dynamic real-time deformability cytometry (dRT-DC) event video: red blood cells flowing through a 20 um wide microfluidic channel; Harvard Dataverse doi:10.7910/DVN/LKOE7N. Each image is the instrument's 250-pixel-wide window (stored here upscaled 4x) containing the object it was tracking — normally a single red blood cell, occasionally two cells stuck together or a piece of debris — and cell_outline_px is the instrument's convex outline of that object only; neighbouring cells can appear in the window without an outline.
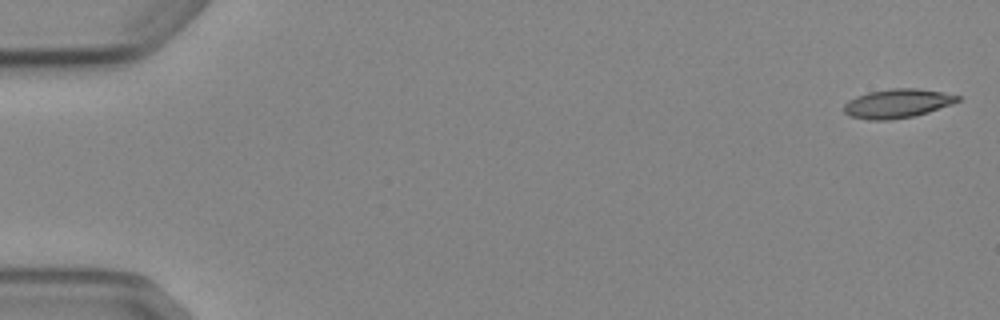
{"species": "Egyptian fruit bat (a non-hibernating species)", "species_latin": "Rousettus aegyptiacus", "temperature_condition": "cold", "stored_images_in_passage": 7, "camera_frame_rate_fps": 3000, "um_per_image_px": 0.085, "animal": {"sex": "female"}, "frame": {"image": 1, "passage_image": 1, "time_ms": 0.0, "image_size_px": [1000, 320], "cell_outline_px": [[960, 100], [952, 104], [916, 116], [888, 120], [868, 120], [848, 116], [844, 112], [844, 104], [848, 100], [856, 96], [868, 92], [892, 88], [916, 88], [944, 92], [960, 96]], "centroid_in_image_um": [76.26, 8.8], "position_along_channel_um": 8.7, "area_um2": 19.36}}
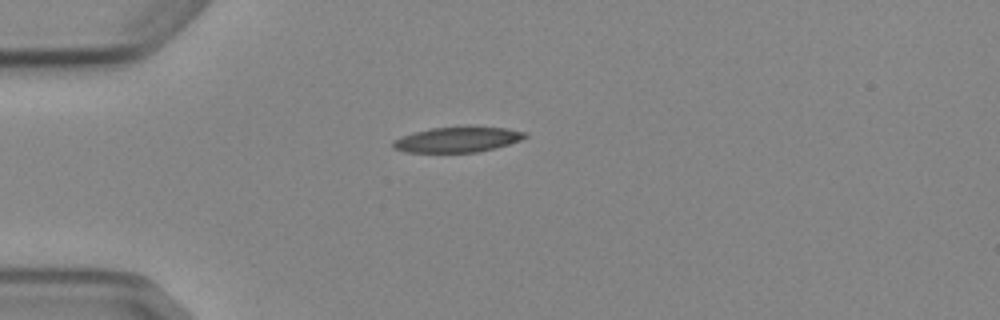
{"frame": {"image": 2, "passage_image": 4, "time_ms": 4.333, "image_size_px": [1000, 320], "cell_outline_px": [[528, 136], [520, 140], [496, 148], [476, 152], [404, 152], [392, 148], [392, 140], [416, 132], [432, 128], [508, 128], [528, 132]], "centroid_in_image_um": [38.89, 11.88], "position_along_channel_um": 46.1, "area_um2": 19.02}}
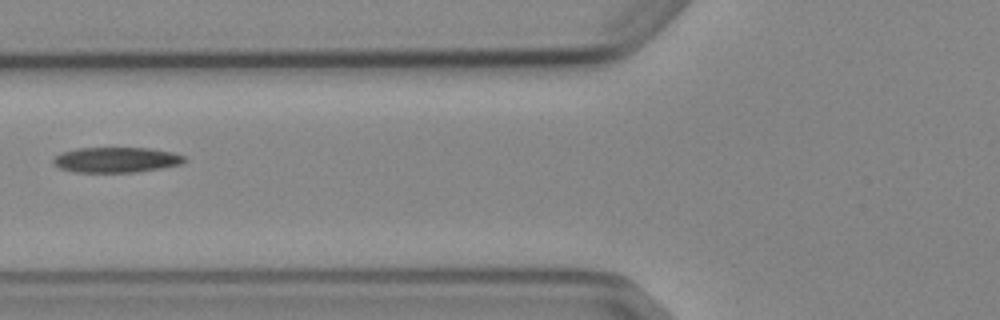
{"frame": {"image": 3, "passage_image": 6, "time_ms": 6.667, "image_size_px": [1000, 320], "cell_outline_px": [[188, 160], [180, 164], [160, 168], [136, 172], [76, 172], [60, 168], [52, 164], [52, 160], [60, 152], [76, 148], [152, 148], [172, 152], [184, 156]], "centroid_in_image_um": [9.86, 13.58], "position_along_channel_um": 115.9, "area_um2": 19.42}}